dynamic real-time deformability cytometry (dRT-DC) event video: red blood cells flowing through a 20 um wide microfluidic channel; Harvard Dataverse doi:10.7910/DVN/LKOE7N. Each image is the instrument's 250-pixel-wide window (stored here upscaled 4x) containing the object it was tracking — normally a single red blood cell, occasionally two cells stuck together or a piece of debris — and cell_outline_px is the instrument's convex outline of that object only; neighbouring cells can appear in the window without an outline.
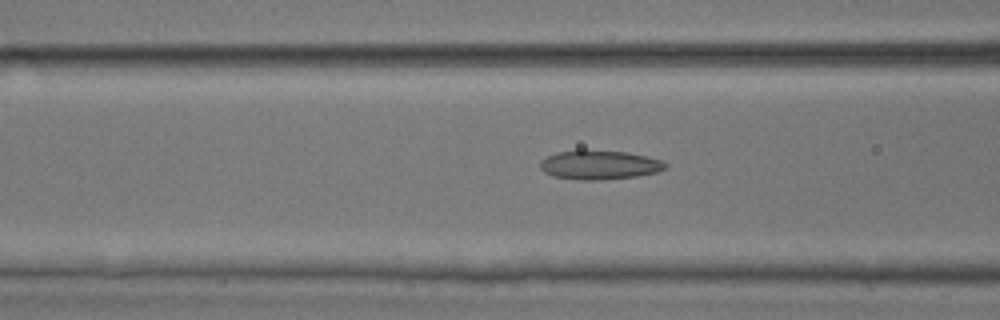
{"species": "common noctule bat (a hibernating species)", "species_latin": "Nyctalus noctula", "temperature_condition": "room temperature", "stored_images_in_passage": 18, "camera_frame_rate_fps": 3000, "um_per_image_px": 0.085, "animal": {"sex": "male", "body_mass_g": 17.9, "forearm_length_mm": 54.2}, "frame": {"image": 1, "passage_image": 16, "time_ms": 5.0, "image_size_px": [1000, 320], "cell_outline_px": [[668, 164], [664, 168], [656, 172], [636, 176], [600, 180], [584, 180], [552, 176], [544, 172], [540, 168], [540, 160], [556, 152], [576, 148], [584, 148], [628, 152], [660, 160]], "centroid_in_image_um": [50.88, 13.98], "position_along_channel_um": 115.7, "area_um2": 21.62}}